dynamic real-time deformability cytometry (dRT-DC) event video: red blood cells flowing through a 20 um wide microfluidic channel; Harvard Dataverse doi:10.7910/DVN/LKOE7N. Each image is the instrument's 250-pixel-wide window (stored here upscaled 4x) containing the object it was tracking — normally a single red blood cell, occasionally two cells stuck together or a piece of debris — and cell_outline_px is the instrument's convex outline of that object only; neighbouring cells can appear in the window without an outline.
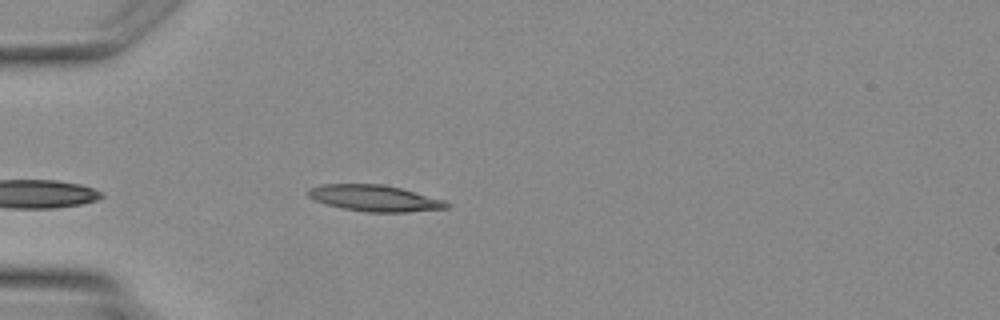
{"species": "Egyptian fruit bat (a non-hibernating species)", "species_latin": "Rousettus aegyptiacus", "temperature_condition": "warm", "stored_images_in_passage": 3, "camera_frame_rate_fps": 3000, "um_per_image_px": 0.085, "animal": {"sex": "female"}, "frame": {"image": 1, "passage_image": 3, "time_ms": 2.667, "image_size_px": [1000, 320], "cell_outline_px": [[452, 204], [448, 208], [404, 212], [368, 212], [344, 208], [328, 204], [316, 200], [308, 196], [304, 192], [308, 188], [320, 184], [384, 184], [400, 188], [444, 200]], "centroid_in_image_um": [31.82, 16.83], "position_along_channel_um": 53.2, "area_um2": 21.1}}